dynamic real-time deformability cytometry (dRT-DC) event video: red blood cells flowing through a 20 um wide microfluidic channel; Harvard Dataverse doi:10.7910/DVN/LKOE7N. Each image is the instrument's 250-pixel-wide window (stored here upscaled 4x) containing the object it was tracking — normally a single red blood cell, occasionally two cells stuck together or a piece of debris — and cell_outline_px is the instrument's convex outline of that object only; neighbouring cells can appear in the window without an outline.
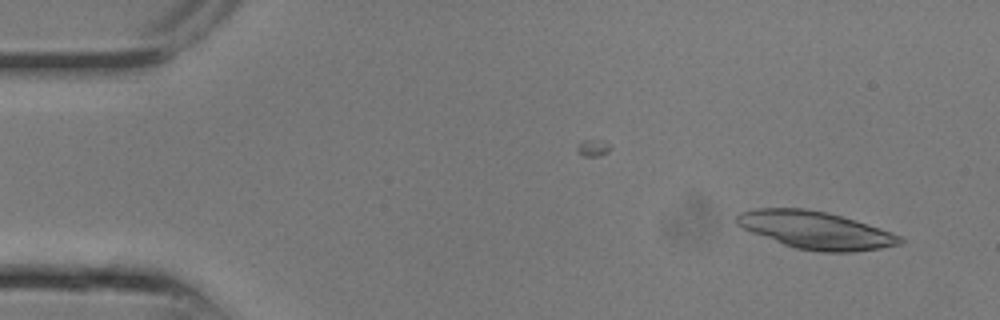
{"species": "common noctule bat (a hibernating species)", "species_latin": "Nyctalus noctula", "temperature_condition": "room temperature", "stored_images_in_passage": 6, "camera_frame_rate_fps": 3000, "um_per_image_px": 0.085, "animal": {"sex": "male", "body_mass_g": 13.3}, "frame": {"image": 1, "passage_image": 1, "time_ms": 0.0, "image_size_px": [1000, 320], "cell_outline_px": [[908, 240], [900, 244], [880, 248], [852, 252], [820, 252], [796, 248], [784, 244], [752, 232], [736, 224], [736, 216], [740, 212], [756, 208], [804, 208], [828, 212], [880, 228], [900, 236]], "centroid_in_image_um": [69.34, 19.56], "position_along_channel_um": 15.7, "area_um2": 35.49}}